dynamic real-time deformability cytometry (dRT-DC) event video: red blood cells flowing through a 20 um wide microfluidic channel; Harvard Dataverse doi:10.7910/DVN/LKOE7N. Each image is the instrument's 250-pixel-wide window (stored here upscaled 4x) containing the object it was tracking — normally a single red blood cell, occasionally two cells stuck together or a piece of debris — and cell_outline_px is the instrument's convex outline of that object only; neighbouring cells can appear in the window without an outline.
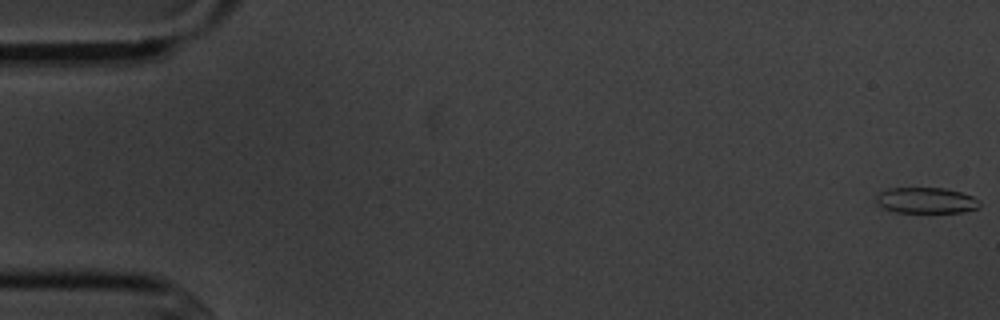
{"species": "common noctule bat (a hibernating species)", "species_latin": "Nyctalus noctula", "temperature_condition": "cold", "stored_images_in_passage": 7, "camera_frame_rate_fps": 3000, "um_per_image_px": 0.085, "animal": {"sex": "male", "body_mass_g": 20.1, "forearm_length_mm": 53.5}, "frame": {"image": 1, "passage_image": 1, "time_ms": 0.0, "image_size_px": [1000, 320], "cell_outline_px": [[980, 208], [964, 212], [896, 212], [884, 208], [876, 200], [876, 196], [880, 192], [888, 188], [944, 188], [960, 192], [972, 196], [980, 200]], "centroid_in_image_um": [78.76, 17.03], "position_along_channel_um": 6.2, "area_um2": 15.55}}
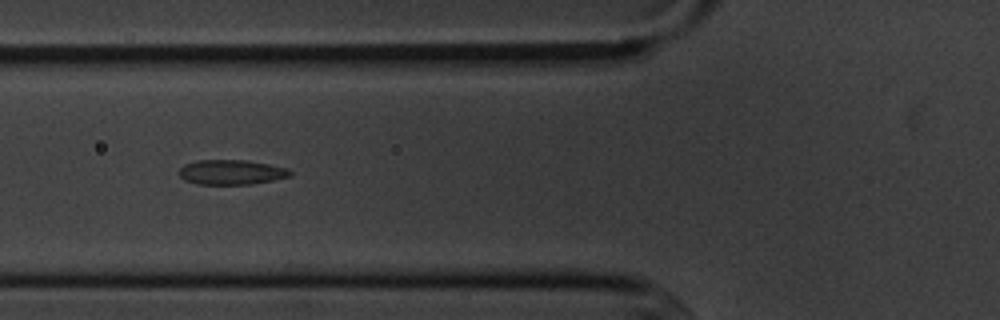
{"frame": {"image": 2, "passage_image": 6, "time_ms": 6.667, "image_size_px": [1000, 320], "cell_outline_px": [[292, 176], [252, 184], [196, 184], [184, 180], [180, 176], [180, 168], [184, 164], [196, 160], [248, 160], [288, 168], [292, 172]], "centroid_in_image_um": [19.67, 14.63], "position_along_channel_um": 106.1, "area_um2": 16.13}}
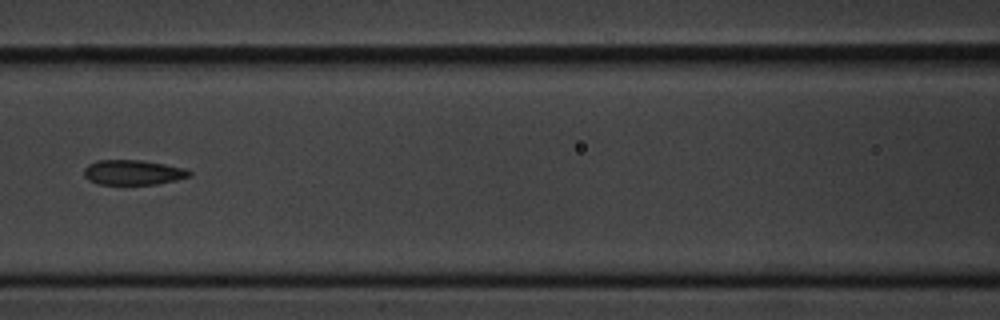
{"frame": {"image": 3, "passage_image": 7, "time_ms": 8.0, "image_size_px": [1000, 320], "cell_outline_px": [[192, 176], [176, 180], [156, 184], [100, 184], [88, 180], [84, 176], [84, 168], [88, 164], [96, 160], [140, 160], [188, 168], [192, 172]], "centroid_in_image_um": [11.33, 14.65], "position_along_channel_um": 155.3, "area_um2": 15.43}}